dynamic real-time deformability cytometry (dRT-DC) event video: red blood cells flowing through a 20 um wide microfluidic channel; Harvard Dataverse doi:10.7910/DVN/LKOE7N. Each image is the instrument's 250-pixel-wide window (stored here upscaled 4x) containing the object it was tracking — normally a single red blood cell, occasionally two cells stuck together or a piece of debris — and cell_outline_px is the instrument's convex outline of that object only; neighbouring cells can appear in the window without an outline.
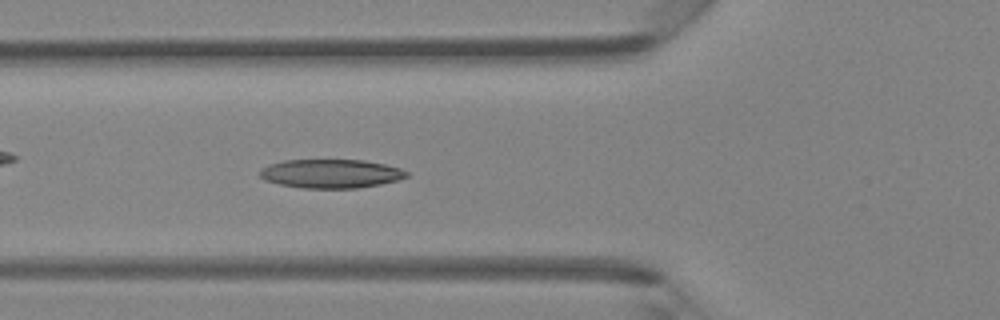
{"species": "Egyptian fruit bat (a non-hibernating species)", "species_latin": "Rousettus aegyptiacus", "temperature_condition": "room temperature", "stored_images_in_passage": 48, "camera_frame_rate_fps": 3000, "um_per_image_px": 0.085, "animal": {"sex": "female"}, "frame": {"image": 1, "passage_image": 17, "time_ms": 5.333, "image_size_px": [1000, 320], "cell_outline_px": [[408, 176], [396, 180], [380, 184], [356, 188], [304, 188], [280, 184], [264, 180], [260, 176], [260, 168], [268, 164], [284, 160], [364, 160], [384, 164], [400, 168], [408, 172]], "centroid_in_image_um": [28.09, 14.75], "position_along_channel_um": 97.7, "area_um2": 24.57}}
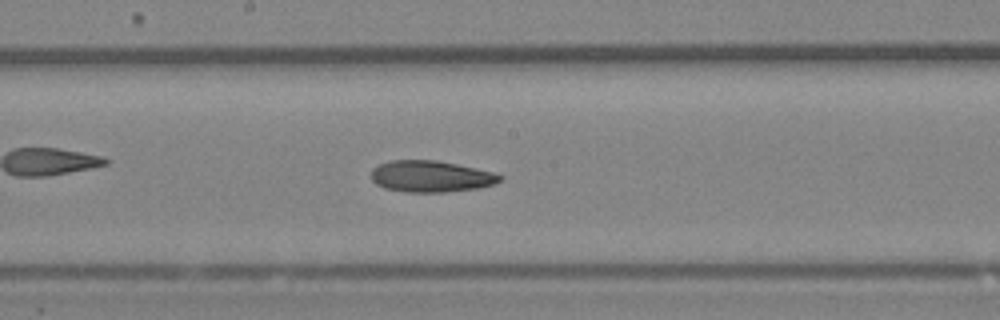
{"frame": {"image": 2, "passage_image": 25, "time_ms": 8.0, "image_size_px": [1000, 320], "cell_outline_px": [[504, 180], [496, 184], [476, 188], [444, 192], [408, 192], [384, 188], [376, 184], [372, 180], [372, 168], [388, 160], [436, 160], [476, 168], [492, 172], [504, 176]], "centroid_in_image_um": [36.64, 14.99], "position_along_channel_um": 211.6, "area_um2": 23.64}}
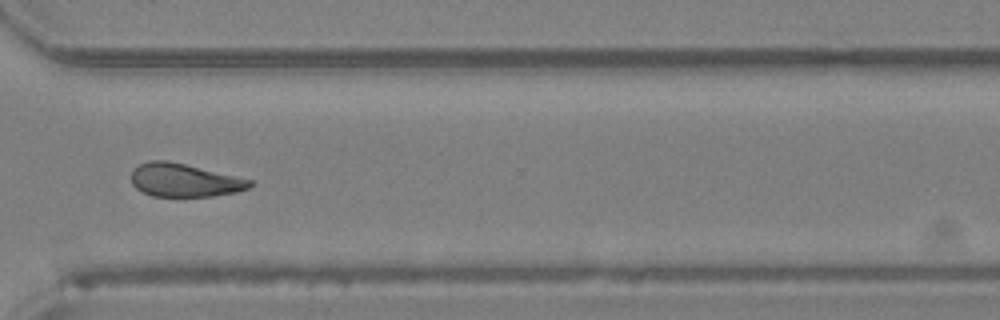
{"frame": {"image": 3, "passage_image": 35, "time_ms": 11.333, "image_size_px": [1000, 320], "cell_outline_px": [[252, 184], [248, 188], [236, 192], [212, 196], [152, 196], [136, 188], [132, 184], [132, 168], [148, 160], [168, 160], [252, 180]], "centroid_in_image_um": [15.63, 15.31], "position_along_channel_um": 355.0, "area_um2": 22.77}, "authors_computed_cell_mechanics": {"area_um2": 23.8136, "velocity_mm_per_s": 4.2962, "shape_relaxation_time_tau1_ms": null, "shape_relaxation_time_tau2_ms": 3.1822, "deformation_change_tau1": null, "deformation_change_tau2": 0.1101}}